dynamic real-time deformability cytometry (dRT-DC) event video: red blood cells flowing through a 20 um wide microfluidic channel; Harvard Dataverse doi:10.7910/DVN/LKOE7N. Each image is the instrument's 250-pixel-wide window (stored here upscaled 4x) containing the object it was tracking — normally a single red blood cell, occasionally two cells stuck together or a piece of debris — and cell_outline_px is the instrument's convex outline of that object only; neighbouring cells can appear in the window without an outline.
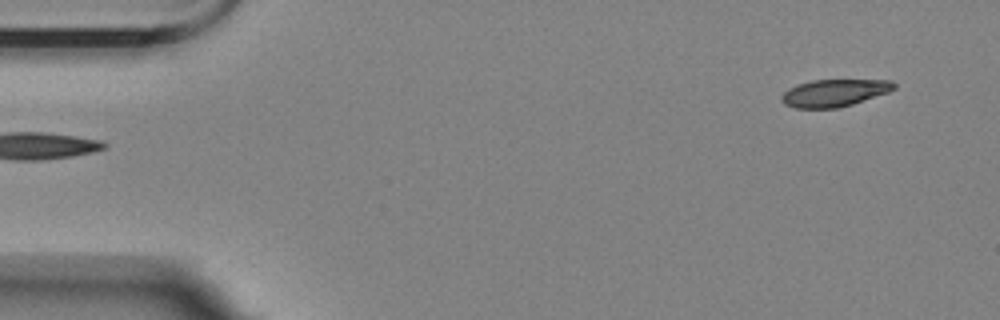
{"species": "Egyptian fruit bat (a non-hibernating species)", "species_latin": "Rousettus aegyptiacus", "temperature_condition": "room temperature", "stored_images_in_passage": 6, "segment_of_instrument_passage": [2, 2], "camera_frame_rate_fps": 3000, "um_per_image_px": 0.085, "animal": {"sex": "female"}, "frame": {"image": 1, "passage_image": 6, "time_ms": 5.667, "image_size_px": [1000, 320], "cell_outline_px": [[896, 88], [888, 92], [840, 108], [796, 108], [784, 104], [780, 100], [780, 96], [788, 88], [796, 84], [812, 80], [892, 80], [896, 84]], "centroid_in_image_um": [70.88, 7.89], "position_along_channel_um": 14.1, "area_um2": 17.98}}